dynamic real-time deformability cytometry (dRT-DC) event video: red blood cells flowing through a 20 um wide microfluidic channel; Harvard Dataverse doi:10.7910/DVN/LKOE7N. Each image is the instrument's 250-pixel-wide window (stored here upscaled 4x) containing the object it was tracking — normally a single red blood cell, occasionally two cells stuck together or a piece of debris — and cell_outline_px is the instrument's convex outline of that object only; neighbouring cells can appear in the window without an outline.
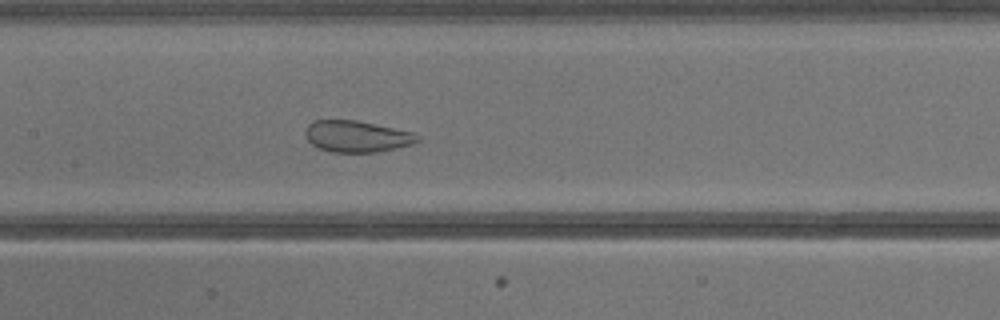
{"species": "common noctule bat (a hibernating species)", "species_latin": "Nyctalus noctula", "temperature_condition": "warm", "stored_images_in_passage": 30, "camera_frame_rate_fps": 3000, "um_per_image_px": 0.085, "animal": {"sex": "male", "body_mass_g": 13.3}, "frame": {"image": 1, "passage_image": 9, "time_ms": 2.667, "image_size_px": [1000, 320], "cell_outline_px": [[420, 140], [412, 144], [396, 148], [376, 152], [332, 152], [316, 148], [308, 140], [304, 132], [308, 124], [312, 120], [356, 120], [416, 132], [420, 136]], "centroid_in_image_um": [30.34, 11.59], "position_along_channel_um": 177.1, "area_um2": 20.81}}
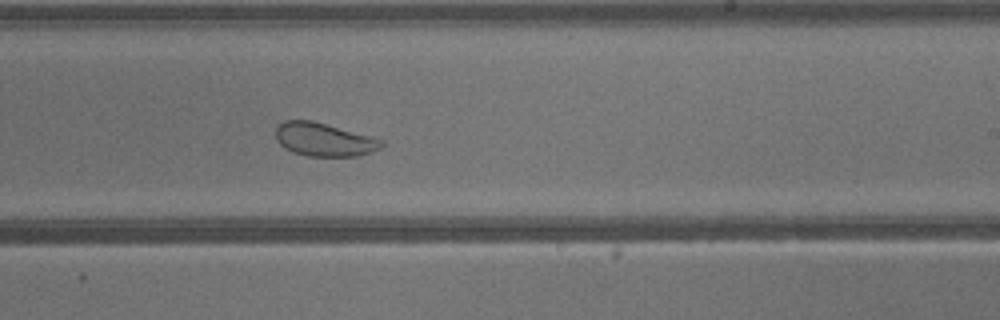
{"frame": {"image": 2, "passage_image": 14, "time_ms": 4.333, "image_size_px": [1000, 320], "cell_outline_px": [[384, 144], [380, 148], [360, 156], [308, 156], [292, 152], [284, 148], [276, 140], [276, 128], [284, 120], [312, 120], [372, 136], [384, 140]], "centroid_in_image_um": [27.55, 11.86], "position_along_channel_um": 261.5, "area_um2": 20.69}}
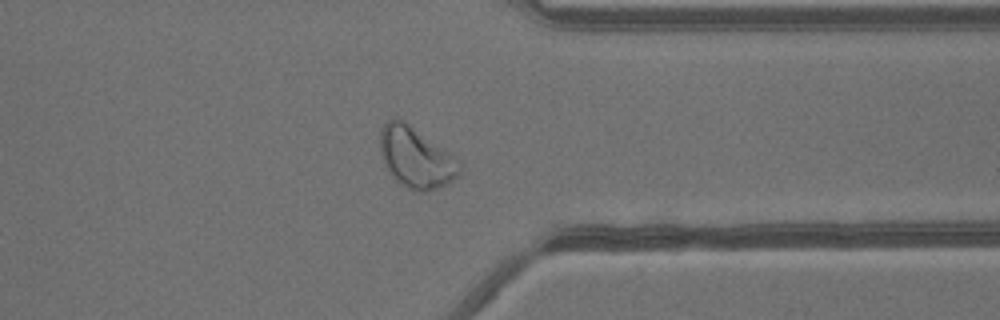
{"frame": {"image": 3, "passage_image": 21, "time_ms": 6.667, "image_size_px": [1000, 320], "cell_outline_px": [[460, 176], [448, 184], [424, 192], [416, 192], [400, 184], [392, 176], [384, 164], [380, 152], [380, 128], [388, 120], [404, 120], [448, 152], [452, 156], [460, 168]], "centroid_in_image_um": [35.32, 13.42], "position_along_channel_um": 376.1, "area_um2": 27.74}}